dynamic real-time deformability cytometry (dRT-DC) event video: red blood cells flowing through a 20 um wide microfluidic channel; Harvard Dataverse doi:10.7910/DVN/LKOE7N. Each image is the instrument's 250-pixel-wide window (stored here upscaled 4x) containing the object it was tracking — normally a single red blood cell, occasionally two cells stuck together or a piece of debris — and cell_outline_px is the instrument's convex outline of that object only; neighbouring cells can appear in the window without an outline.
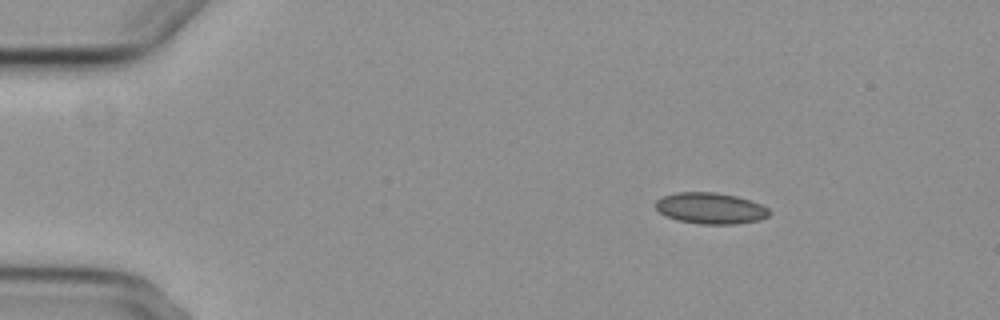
{"species": "common noctule bat (a hibernating species)", "species_latin": "Nyctalus noctula", "temperature_condition": "cold", "stored_images_in_passage": 7, "camera_frame_rate_fps": 3000, "um_per_image_px": 0.085, "animal": {"sex": "female", "body_mass_g": 29.2, "forearm_length_mm": 56.3}, "frame": {"image": 1, "passage_image": 1, "time_ms": 0.0, "image_size_px": [1000, 320], "cell_outline_px": [[772, 212], [768, 216], [760, 220], [736, 224], [700, 224], [676, 220], [660, 212], [656, 208], [656, 200], [664, 196], [676, 192], [716, 192], [736, 196], [752, 200], [768, 208]], "centroid_in_image_um": [60.43, 17.7], "position_along_channel_um": 24.6, "area_um2": 20.75}}
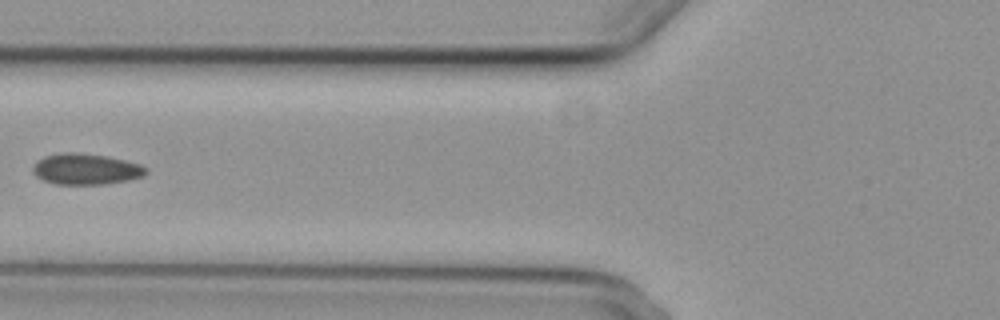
{"frame": {"image": 2, "passage_image": 5, "time_ms": 4.667, "image_size_px": [1000, 320], "cell_outline_px": [[148, 172], [144, 176], [128, 180], [104, 184], [56, 184], [44, 180], [36, 176], [32, 172], [32, 168], [36, 160], [44, 156], [64, 152], [76, 152], [104, 156], [124, 160], [140, 164], [148, 168]], "centroid_in_image_um": [7.29, 14.37], "position_along_channel_um": 118.5, "area_um2": 20.46}}
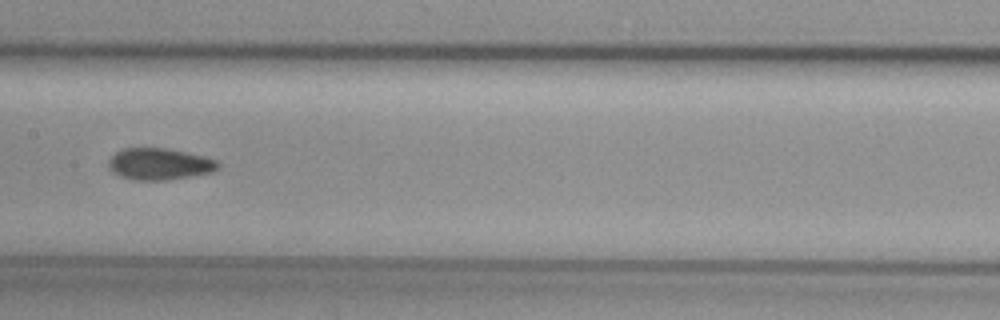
{"frame": {"image": 3, "passage_image": 7, "time_ms": 6.667, "image_size_px": [1000, 320], "cell_outline_px": [[220, 168], [212, 172], [192, 176], [164, 180], [132, 180], [120, 176], [112, 172], [108, 168], [108, 160], [116, 152], [124, 148], [164, 148], [204, 156], [216, 160], [220, 164]], "centroid_in_image_um": [13.54, 13.95], "position_along_channel_um": 193.9, "area_um2": 20.23}}